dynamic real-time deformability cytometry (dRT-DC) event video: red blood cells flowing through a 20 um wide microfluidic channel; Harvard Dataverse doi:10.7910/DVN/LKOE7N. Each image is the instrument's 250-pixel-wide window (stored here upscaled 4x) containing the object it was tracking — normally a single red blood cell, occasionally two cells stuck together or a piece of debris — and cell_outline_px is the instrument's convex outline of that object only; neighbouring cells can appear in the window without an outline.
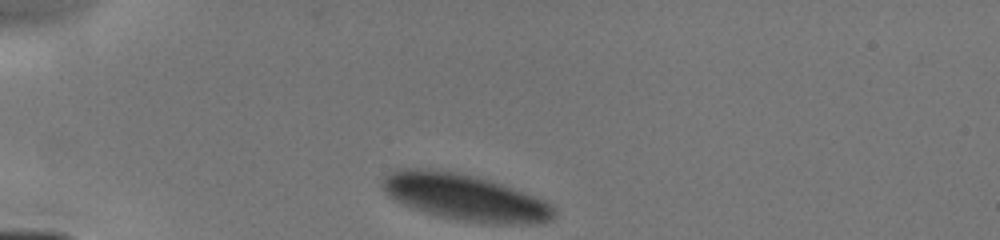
{"species": "human", "species_latin": "Homo sapiens", "temperature_condition": "cold", "stored_images_in_passage": 18, "camera_frame_rate_fps": 3000, "um_per_image_px": 0.085, "donor": {"sex": "male"}, "frame": {"image": 1, "passage_image": 1, "time_ms": 0.0, "image_size_px": [1000, 240], "cell_outline_px": [[556, 216], [552, 220], [540, 224], [492, 224], [460, 220], [440, 216], [424, 212], [412, 208], [388, 196], [380, 188], [380, 176], [396, 168], [420, 168], [452, 172], [472, 176], [488, 180], [512, 188], [544, 200], [552, 204], [556, 208]], "centroid_in_image_um": [39.48, 16.78], "position_along_channel_um": 45.5, "area_um2": 46.7}}
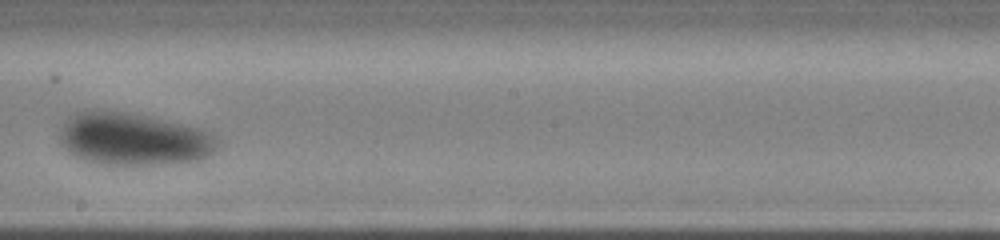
{"frame": {"image": 2, "passage_image": 9, "time_ms": 5.333, "image_size_px": [1000, 240], "cell_outline_px": [[220, 144], [216, 152], [200, 160], [160, 164], [100, 164], [84, 160], [72, 156], [60, 144], [60, 132], [64, 120], [68, 116], [80, 108], [96, 108], [128, 112], [204, 128], [212, 132], [216, 136]], "centroid_in_image_um": [11.32, 11.78], "position_along_channel_um": 236.9, "area_um2": 49.65}}
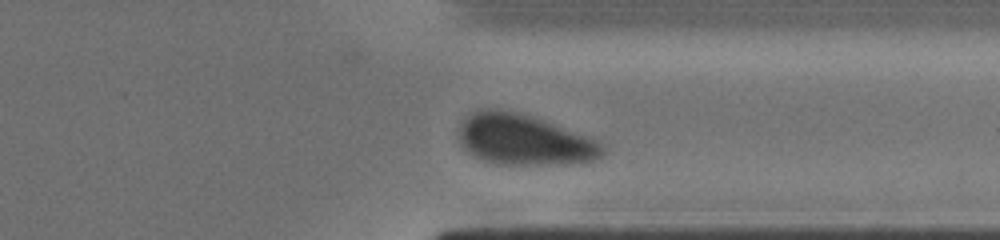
{"frame": {"image": 3, "passage_image": 16, "time_ms": 8.333, "image_size_px": [1000, 240], "cell_outline_px": [[608, 152], [596, 160], [580, 164], [496, 164], [484, 160], [476, 156], [464, 148], [460, 140], [460, 128], [464, 120], [476, 108], [500, 108], [532, 116], [544, 120], [600, 140], [604, 144]], "centroid_in_image_um": [44.65, 11.88], "position_along_channel_um": 366.8, "area_um2": 43.0}}